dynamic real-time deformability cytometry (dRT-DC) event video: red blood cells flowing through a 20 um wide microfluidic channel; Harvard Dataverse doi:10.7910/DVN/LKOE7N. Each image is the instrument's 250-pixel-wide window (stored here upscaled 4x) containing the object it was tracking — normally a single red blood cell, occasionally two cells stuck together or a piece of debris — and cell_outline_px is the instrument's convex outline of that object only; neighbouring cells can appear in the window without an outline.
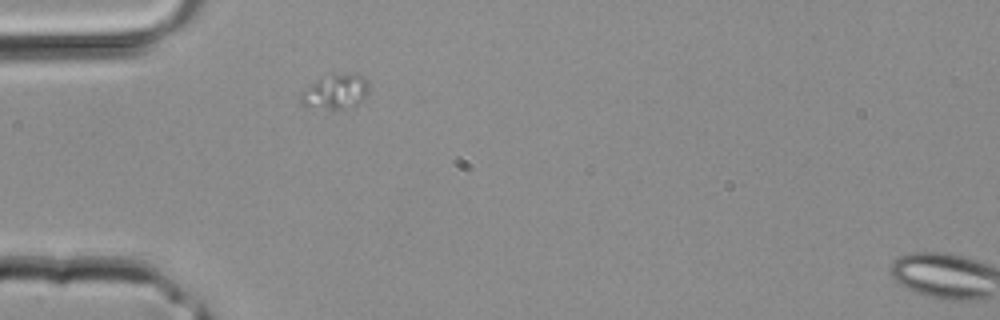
{"species": "common noctule bat (a hibernating species)", "species_latin": "Nyctalus noctula", "temperature_condition": "room temperature", "stored_images_in_passage": 2, "camera_frame_rate_fps": 3000, "um_per_image_px": 0.085, "animal": {"sex": "male", "body_mass_g": 20.4}, "frame": {"image": 1, "passage_image": 1, "time_ms": 0.0, "image_size_px": [1000, 320], "cell_outline_px": [[368, 92], [356, 104], [340, 108], [328, 108], [304, 104], [300, 100], [300, 92], [320, 76], [356, 72], [360, 72], [368, 80]], "centroid_in_image_um": [28.54, 7.7], "position_along_channel_um": 56.5, "area_um2": 13.58}}